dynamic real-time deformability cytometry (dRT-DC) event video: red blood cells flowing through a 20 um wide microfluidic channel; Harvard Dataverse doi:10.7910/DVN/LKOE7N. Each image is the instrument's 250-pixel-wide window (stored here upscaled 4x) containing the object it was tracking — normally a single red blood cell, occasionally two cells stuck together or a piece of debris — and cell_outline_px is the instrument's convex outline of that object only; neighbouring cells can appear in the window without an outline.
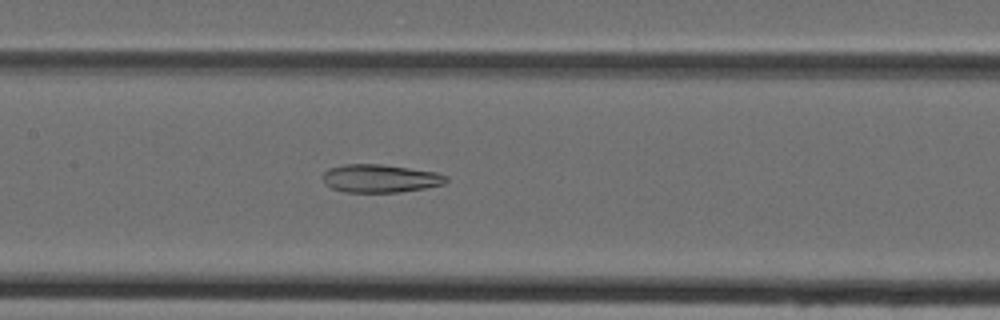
{"species": "Egyptian fruit bat (a non-hibernating species)", "species_latin": "Rousettus aegyptiacus", "temperature_condition": "cold", "stored_images_in_passage": 48, "camera_frame_rate_fps": 3000, "um_per_image_px": 0.085, "animal": {"sex": "female"}, "frame": {"image": 1, "passage_image": 23, "time_ms": 7.333, "image_size_px": [1000, 320], "cell_outline_px": [[448, 180], [444, 184], [424, 188], [400, 192], [344, 192], [332, 188], [324, 184], [324, 172], [328, 168], [344, 164], [380, 164], [436, 172], [448, 176]], "centroid_in_image_um": [32.31, 15.17], "position_along_channel_um": 175.1, "area_um2": 20.17}}
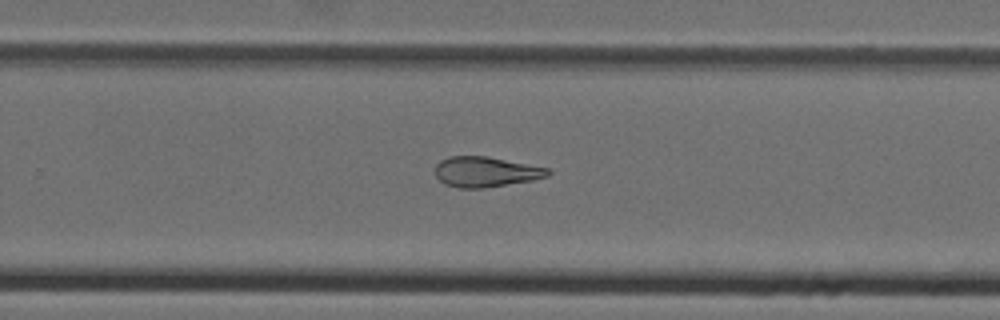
{"frame": {"image": 2, "passage_image": 31, "time_ms": 10.0, "image_size_px": [1000, 320], "cell_outline_px": [[552, 172], [548, 176], [532, 180], [484, 188], [456, 188], [444, 184], [436, 176], [436, 164], [440, 160], [448, 156], [488, 156], [552, 168]], "centroid_in_image_um": [41.32, 14.6], "position_along_channel_um": 288.5, "area_um2": 20.17}}
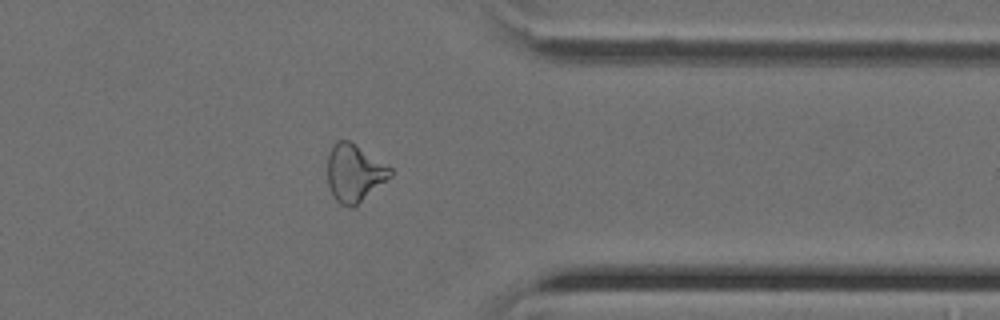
{"frame": {"image": 3, "passage_image": 38, "time_ms": 12.333, "image_size_px": [1000, 320], "cell_outline_px": [[392, 176], [352, 208], [340, 204], [332, 196], [328, 184], [328, 156], [332, 144], [336, 140], [348, 140], [392, 168]], "centroid_in_image_um": [30.1, 14.71], "position_along_channel_um": 381.3, "area_um2": 20.87}}